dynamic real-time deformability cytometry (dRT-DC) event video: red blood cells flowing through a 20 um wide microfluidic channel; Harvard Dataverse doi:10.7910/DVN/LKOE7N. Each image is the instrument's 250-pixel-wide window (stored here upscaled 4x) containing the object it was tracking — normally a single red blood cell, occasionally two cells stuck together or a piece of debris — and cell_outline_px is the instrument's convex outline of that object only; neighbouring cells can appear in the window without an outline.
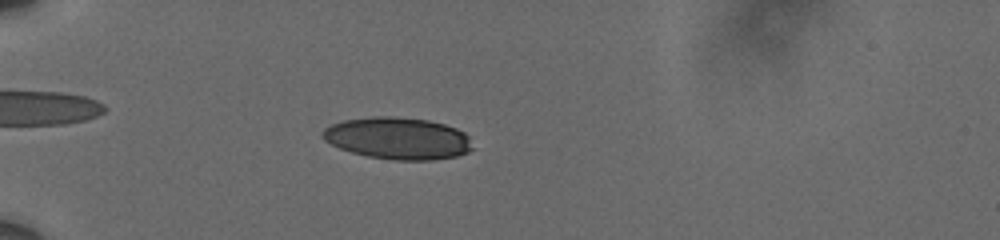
{"species": "human", "species_latin": "Homo sapiens", "temperature_condition": "cold", "stored_images_in_passage": 8, "camera_frame_rate_fps": 3000, "um_per_image_px": 0.085, "donor": {"sex": "male"}, "frame": {"image": 1, "passage_image": 1, "time_ms": 0.0, "image_size_px": [1000, 240], "cell_outline_px": [[476, 148], [468, 152], [456, 156], [432, 160], [396, 160], [368, 156], [352, 152], [340, 148], [324, 140], [320, 136], [320, 132], [324, 128], [332, 124], [344, 120], [372, 116], [392, 116], [428, 120], [444, 124], [456, 128], [464, 132], [468, 136]], "centroid_in_image_um": [33.83, 11.75], "position_along_channel_um": 51.2, "area_um2": 36.88}}
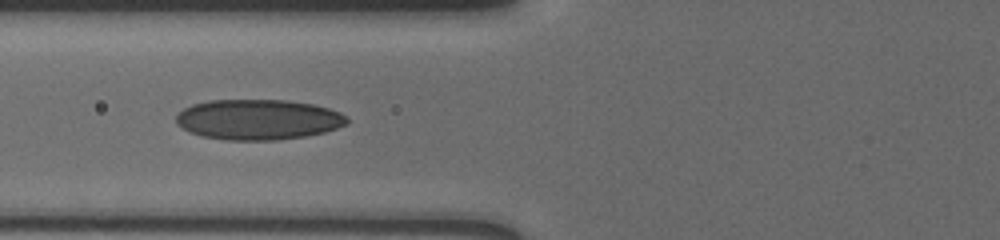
{"frame": {"image": 2, "passage_image": 5, "time_ms": 1.333, "image_size_px": [1000, 240], "cell_outline_px": [[348, 124], [324, 132], [304, 136], [276, 140], [228, 140], [200, 136], [188, 132], [176, 124], [176, 116], [184, 108], [192, 104], [208, 100], [284, 100], [312, 104], [328, 108], [340, 112], [348, 116]], "centroid_in_image_um": [21.93, 10.16], "position_along_channel_um": 103.9, "area_um2": 40.34}}
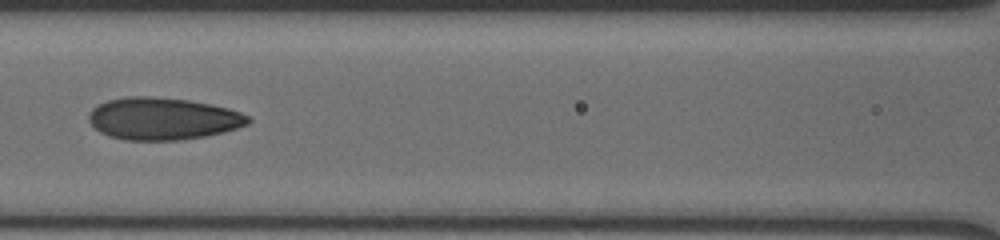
{"frame": {"image": 3, "passage_image": 7, "time_ms": 2.0, "image_size_px": [1000, 240], "cell_outline_px": [[252, 120], [248, 124], [224, 132], [204, 136], [180, 140], [124, 140], [108, 136], [100, 132], [88, 120], [88, 116], [92, 108], [108, 100], [128, 96], [152, 96], [188, 100], [212, 104], [228, 108], [240, 112], [248, 116]], "centroid_in_image_um": [13.84, 10.08], "position_along_channel_um": 152.8, "area_um2": 39.25}}